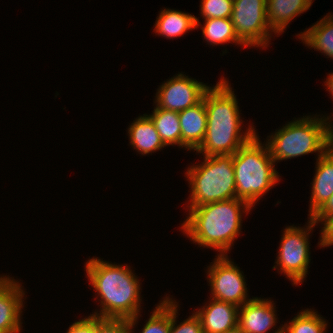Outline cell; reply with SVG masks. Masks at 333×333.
<instances>
[{"label": "cell", "instance_id": "cell-21", "mask_svg": "<svg viewBox=\"0 0 333 333\" xmlns=\"http://www.w3.org/2000/svg\"><path fill=\"white\" fill-rule=\"evenodd\" d=\"M152 114L148 116L151 118L154 126L160 135L161 140L165 146L177 145L181 147V128L178 117V112L161 109L154 106Z\"/></svg>", "mask_w": 333, "mask_h": 333}, {"label": "cell", "instance_id": "cell-29", "mask_svg": "<svg viewBox=\"0 0 333 333\" xmlns=\"http://www.w3.org/2000/svg\"><path fill=\"white\" fill-rule=\"evenodd\" d=\"M333 215V194L310 218L316 223H322L328 216Z\"/></svg>", "mask_w": 333, "mask_h": 333}, {"label": "cell", "instance_id": "cell-11", "mask_svg": "<svg viewBox=\"0 0 333 333\" xmlns=\"http://www.w3.org/2000/svg\"><path fill=\"white\" fill-rule=\"evenodd\" d=\"M25 292L14 277L0 276V333H19L22 330Z\"/></svg>", "mask_w": 333, "mask_h": 333}, {"label": "cell", "instance_id": "cell-32", "mask_svg": "<svg viewBox=\"0 0 333 333\" xmlns=\"http://www.w3.org/2000/svg\"><path fill=\"white\" fill-rule=\"evenodd\" d=\"M331 147L333 148V129H332V134H331Z\"/></svg>", "mask_w": 333, "mask_h": 333}, {"label": "cell", "instance_id": "cell-17", "mask_svg": "<svg viewBox=\"0 0 333 333\" xmlns=\"http://www.w3.org/2000/svg\"><path fill=\"white\" fill-rule=\"evenodd\" d=\"M313 0H267V19L274 35H280L298 15L310 9Z\"/></svg>", "mask_w": 333, "mask_h": 333}, {"label": "cell", "instance_id": "cell-9", "mask_svg": "<svg viewBox=\"0 0 333 333\" xmlns=\"http://www.w3.org/2000/svg\"><path fill=\"white\" fill-rule=\"evenodd\" d=\"M207 267V279L212 299L229 302L238 307L251 300L248 296L243 271L228 255H216Z\"/></svg>", "mask_w": 333, "mask_h": 333}, {"label": "cell", "instance_id": "cell-16", "mask_svg": "<svg viewBox=\"0 0 333 333\" xmlns=\"http://www.w3.org/2000/svg\"><path fill=\"white\" fill-rule=\"evenodd\" d=\"M129 144L139 154L147 155L166 147L148 114L138 116L128 127Z\"/></svg>", "mask_w": 333, "mask_h": 333}, {"label": "cell", "instance_id": "cell-12", "mask_svg": "<svg viewBox=\"0 0 333 333\" xmlns=\"http://www.w3.org/2000/svg\"><path fill=\"white\" fill-rule=\"evenodd\" d=\"M275 309V303L270 298L252 297L239 307L238 326L244 333H269L278 323ZM273 331L283 333V326Z\"/></svg>", "mask_w": 333, "mask_h": 333}, {"label": "cell", "instance_id": "cell-14", "mask_svg": "<svg viewBox=\"0 0 333 333\" xmlns=\"http://www.w3.org/2000/svg\"><path fill=\"white\" fill-rule=\"evenodd\" d=\"M178 117L181 128V147L195 152L206 134L207 114L204 96L198 104L178 112Z\"/></svg>", "mask_w": 333, "mask_h": 333}, {"label": "cell", "instance_id": "cell-27", "mask_svg": "<svg viewBox=\"0 0 333 333\" xmlns=\"http://www.w3.org/2000/svg\"><path fill=\"white\" fill-rule=\"evenodd\" d=\"M66 333H96V316L89 315L72 323Z\"/></svg>", "mask_w": 333, "mask_h": 333}, {"label": "cell", "instance_id": "cell-30", "mask_svg": "<svg viewBox=\"0 0 333 333\" xmlns=\"http://www.w3.org/2000/svg\"><path fill=\"white\" fill-rule=\"evenodd\" d=\"M325 86L327 87L326 91L332 94L331 97L333 99V72L327 75Z\"/></svg>", "mask_w": 333, "mask_h": 333}, {"label": "cell", "instance_id": "cell-18", "mask_svg": "<svg viewBox=\"0 0 333 333\" xmlns=\"http://www.w3.org/2000/svg\"><path fill=\"white\" fill-rule=\"evenodd\" d=\"M193 29H198L193 14L165 8L159 12L153 30L156 35L173 39Z\"/></svg>", "mask_w": 333, "mask_h": 333}, {"label": "cell", "instance_id": "cell-1", "mask_svg": "<svg viewBox=\"0 0 333 333\" xmlns=\"http://www.w3.org/2000/svg\"><path fill=\"white\" fill-rule=\"evenodd\" d=\"M233 90L229 81L221 76L219 82L205 92L207 127L203 142L195 150L198 155H233L257 134L251 124L245 131L241 129L244 124Z\"/></svg>", "mask_w": 333, "mask_h": 333}, {"label": "cell", "instance_id": "cell-15", "mask_svg": "<svg viewBox=\"0 0 333 333\" xmlns=\"http://www.w3.org/2000/svg\"><path fill=\"white\" fill-rule=\"evenodd\" d=\"M315 175L311 183L309 205L310 218L333 194V148L330 147L322 156L317 158Z\"/></svg>", "mask_w": 333, "mask_h": 333}, {"label": "cell", "instance_id": "cell-8", "mask_svg": "<svg viewBox=\"0 0 333 333\" xmlns=\"http://www.w3.org/2000/svg\"><path fill=\"white\" fill-rule=\"evenodd\" d=\"M267 0H234L232 24L237 37L249 47L267 48L272 30L267 19Z\"/></svg>", "mask_w": 333, "mask_h": 333}, {"label": "cell", "instance_id": "cell-2", "mask_svg": "<svg viewBox=\"0 0 333 333\" xmlns=\"http://www.w3.org/2000/svg\"><path fill=\"white\" fill-rule=\"evenodd\" d=\"M86 276L100 302V311L90 315L101 318L131 319L141 314V283L127 264L89 258L85 263Z\"/></svg>", "mask_w": 333, "mask_h": 333}, {"label": "cell", "instance_id": "cell-23", "mask_svg": "<svg viewBox=\"0 0 333 333\" xmlns=\"http://www.w3.org/2000/svg\"><path fill=\"white\" fill-rule=\"evenodd\" d=\"M327 321L314 309H305L298 312L288 323L282 324L283 333H325Z\"/></svg>", "mask_w": 333, "mask_h": 333}, {"label": "cell", "instance_id": "cell-25", "mask_svg": "<svg viewBox=\"0 0 333 333\" xmlns=\"http://www.w3.org/2000/svg\"><path fill=\"white\" fill-rule=\"evenodd\" d=\"M200 14L203 19L231 18L233 0H201Z\"/></svg>", "mask_w": 333, "mask_h": 333}, {"label": "cell", "instance_id": "cell-31", "mask_svg": "<svg viewBox=\"0 0 333 333\" xmlns=\"http://www.w3.org/2000/svg\"><path fill=\"white\" fill-rule=\"evenodd\" d=\"M224 333H244L237 325L235 328L225 331Z\"/></svg>", "mask_w": 333, "mask_h": 333}, {"label": "cell", "instance_id": "cell-3", "mask_svg": "<svg viewBox=\"0 0 333 333\" xmlns=\"http://www.w3.org/2000/svg\"><path fill=\"white\" fill-rule=\"evenodd\" d=\"M188 216L181 231L200 247L215 249L217 255H227L242 230V214L252 207L241 199H228L187 208Z\"/></svg>", "mask_w": 333, "mask_h": 333}, {"label": "cell", "instance_id": "cell-6", "mask_svg": "<svg viewBox=\"0 0 333 333\" xmlns=\"http://www.w3.org/2000/svg\"><path fill=\"white\" fill-rule=\"evenodd\" d=\"M203 162L188 166V208L236 198L232 155L203 156ZM190 202V203H189Z\"/></svg>", "mask_w": 333, "mask_h": 333}, {"label": "cell", "instance_id": "cell-4", "mask_svg": "<svg viewBox=\"0 0 333 333\" xmlns=\"http://www.w3.org/2000/svg\"><path fill=\"white\" fill-rule=\"evenodd\" d=\"M319 116L295 118L267 137L265 143L275 163L310 153L319 158L331 147V117Z\"/></svg>", "mask_w": 333, "mask_h": 333}, {"label": "cell", "instance_id": "cell-5", "mask_svg": "<svg viewBox=\"0 0 333 333\" xmlns=\"http://www.w3.org/2000/svg\"><path fill=\"white\" fill-rule=\"evenodd\" d=\"M236 198L246 201L252 208L281 177L276 171L266 143L256 134L233 155Z\"/></svg>", "mask_w": 333, "mask_h": 333}, {"label": "cell", "instance_id": "cell-7", "mask_svg": "<svg viewBox=\"0 0 333 333\" xmlns=\"http://www.w3.org/2000/svg\"><path fill=\"white\" fill-rule=\"evenodd\" d=\"M308 219L304 227H285L274 262L276 265L273 266V269H278V273L286 275L292 285L302 284L310 267L309 236L317 224L311 218Z\"/></svg>", "mask_w": 333, "mask_h": 333}, {"label": "cell", "instance_id": "cell-19", "mask_svg": "<svg viewBox=\"0 0 333 333\" xmlns=\"http://www.w3.org/2000/svg\"><path fill=\"white\" fill-rule=\"evenodd\" d=\"M309 49L314 48L333 60V14L327 13L323 18L304 32L296 35Z\"/></svg>", "mask_w": 333, "mask_h": 333}, {"label": "cell", "instance_id": "cell-26", "mask_svg": "<svg viewBox=\"0 0 333 333\" xmlns=\"http://www.w3.org/2000/svg\"><path fill=\"white\" fill-rule=\"evenodd\" d=\"M127 319L101 318L96 316V333H129Z\"/></svg>", "mask_w": 333, "mask_h": 333}, {"label": "cell", "instance_id": "cell-22", "mask_svg": "<svg viewBox=\"0 0 333 333\" xmlns=\"http://www.w3.org/2000/svg\"><path fill=\"white\" fill-rule=\"evenodd\" d=\"M140 314L128 320L129 333H134V327L138 323ZM171 327V298L165 296L159 301L146 321L141 333H170Z\"/></svg>", "mask_w": 333, "mask_h": 333}, {"label": "cell", "instance_id": "cell-24", "mask_svg": "<svg viewBox=\"0 0 333 333\" xmlns=\"http://www.w3.org/2000/svg\"><path fill=\"white\" fill-rule=\"evenodd\" d=\"M175 299L171 298V327L170 333H203L199 317L192 313L187 319L177 324L178 305Z\"/></svg>", "mask_w": 333, "mask_h": 333}, {"label": "cell", "instance_id": "cell-28", "mask_svg": "<svg viewBox=\"0 0 333 333\" xmlns=\"http://www.w3.org/2000/svg\"><path fill=\"white\" fill-rule=\"evenodd\" d=\"M321 225L324 226L320 230L318 245L320 248L330 247L333 245V215L328 216Z\"/></svg>", "mask_w": 333, "mask_h": 333}, {"label": "cell", "instance_id": "cell-10", "mask_svg": "<svg viewBox=\"0 0 333 333\" xmlns=\"http://www.w3.org/2000/svg\"><path fill=\"white\" fill-rule=\"evenodd\" d=\"M209 87L192 77L178 73L159 86L154 103L161 109L180 112L198 104Z\"/></svg>", "mask_w": 333, "mask_h": 333}, {"label": "cell", "instance_id": "cell-20", "mask_svg": "<svg viewBox=\"0 0 333 333\" xmlns=\"http://www.w3.org/2000/svg\"><path fill=\"white\" fill-rule=\"evenodd\" d=\"M196 27L201 26L204 40L208 45L217 46L219 44L234 43L242 47H247L236 35L231 18L204 19V25L199 18L195 17Z\"/></svg>", "mask_w": 333, "mask_h": 333}, {"label": "cell", "instance_id": "cell-13", "mask_svg": "<svg viewBox=\"0 0 333 333\" xmlns=\"http://www.w3.org/2000/svg\"><path fill=\"white\" fill-rule=\"evenodd\" d=\"M209 300L195 312L200 319L203 333H224L238 325L237 305L212 298Z\"/></svg>", "mask_w": 333, "mask_h": 333}]
</instances>
